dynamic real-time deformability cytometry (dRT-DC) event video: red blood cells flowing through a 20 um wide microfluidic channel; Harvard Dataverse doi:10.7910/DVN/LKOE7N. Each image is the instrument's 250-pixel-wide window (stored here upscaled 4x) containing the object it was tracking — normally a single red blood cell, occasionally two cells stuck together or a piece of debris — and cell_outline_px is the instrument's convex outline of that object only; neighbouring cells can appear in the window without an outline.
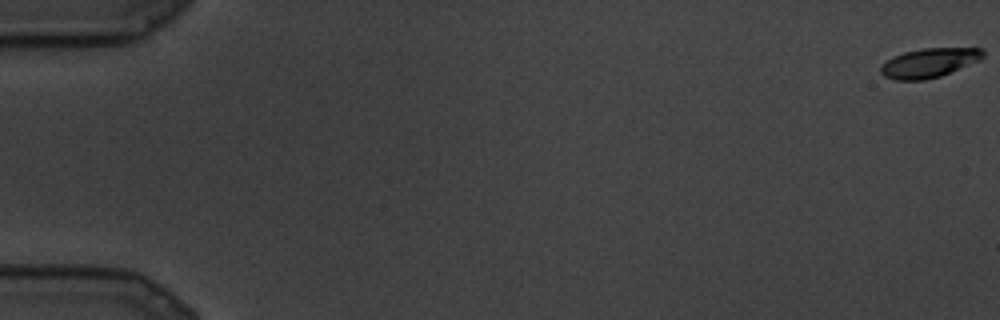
{"species": "common noctule bat (a hibernating species)", "species_latin": "Nyctalus noctula", "temperature_condition": "cold", "stored_images_in_passage": 26, "camera_frame_rate_fps": 3000, "um_per_image_px": 0.085, "animal": {"sex": "male", "body_mass_g": 19.5, "forearm_length_mm": 54.6}, "frame": {"image": 1, "passage_image": 1, "time_ms": 0.0, "image_size_px": [1000, 320], "cell_outline_px": [[984, 56], [980, 60], [940, 76], [924, 80], [896, 80], [884, 76], [880, 72], [880, 64], [892, 56], [904, 52], [924, 48], [984, 48]], "centroid_in_image_um": [78.95, 5.33], "position_along_channel_um": 6.1, "area_um2": 17.51}}
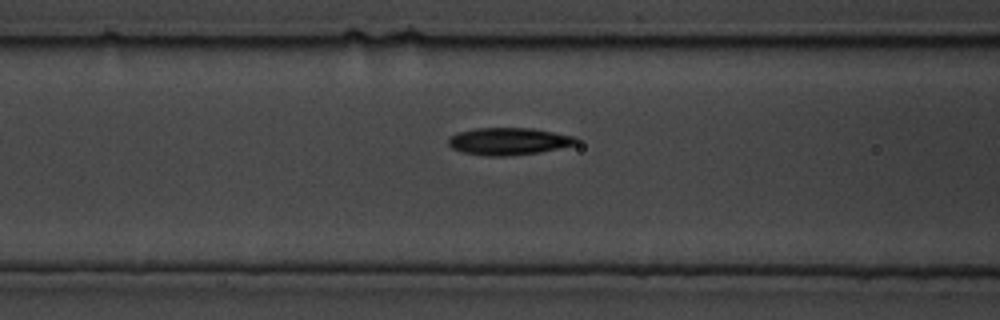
{"frame": {"image": 2, "passage_image": 12, "time_ms": 3.667, "image_size_px": [1000, 320], "cell_outline_px": [[576, 144], [560, 148], [540, 152], [508, 156], [484, 156], [460, 152], [452, 148], [448, 144], [448, 136], [460, 132], [476, 128], [532, 128], [576, 136]], "centroid_in_image_um": [43.2, 12.01], "position_along_channel_um": 123.4, "area_um2": 20.4}}
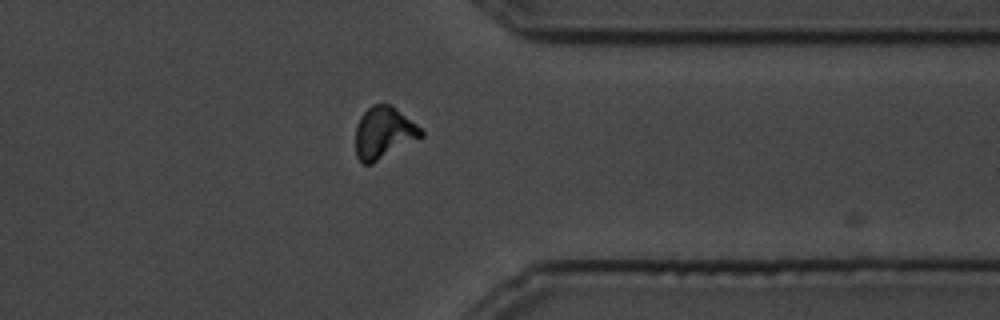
{"frame": {"image": 3, "passage_image": 22, "time_ms": 7.0, "image_size_px": [1000, 320], "cell_outline_px": [[424, 136], [372, 164], [360, 164], [356, 156], [356, 128], [360, 116], [372, 104], [392, 104], [416, 124], [424, 132]], "centroid_in_image_um": [32.61, 11.29], "position_along_channel_um": 378.8, "area_um2": 19.94}}